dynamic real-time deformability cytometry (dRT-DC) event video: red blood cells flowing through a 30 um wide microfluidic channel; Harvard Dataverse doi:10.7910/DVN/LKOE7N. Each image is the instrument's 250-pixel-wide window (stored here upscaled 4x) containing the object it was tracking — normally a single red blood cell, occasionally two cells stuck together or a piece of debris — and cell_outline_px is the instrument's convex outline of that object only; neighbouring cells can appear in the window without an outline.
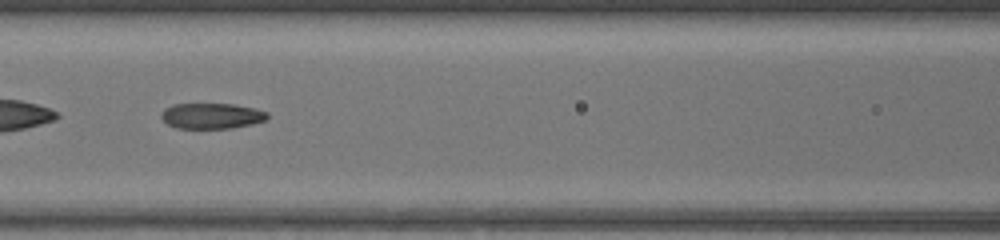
{"species": "common noctule bat (a hibernating species)", "species_latin": "Nyctalus noctula", "temperature_condition": "warm", "stored_images_in_passage": 48, "segment_of_instrument_passage": [2, 2], "camera_frame_rate_fps": 3000, "um_per_image_px": 0.085, "animal": {"sex": "female", "body_mass_g": 17.0, "forearm_length_mm": 48.0}, "frame": {"image": 1, "passage_image": 23, "time_ms": 7.333, "image_size_px": [1000, 240], "cell_outline_px": [[268, 116], [264, 120], [252, 124], [232, 128], [176, 128], [168, 124], [160, 116], [160, 112], [164, 108], [172, 104], [232, 104], [256, 108], [268, 112]], "centroid_in_image_um": [17.97, 9.84], "position_along_channel_um": 148.6, "area_um2": 15.9}}
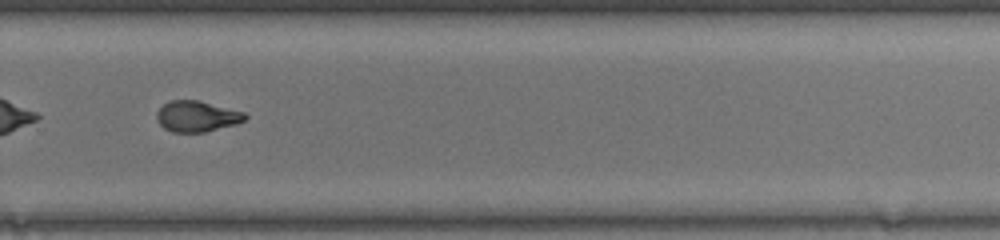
{"frame": {"image": 2, "passage_image": 34, "time_ms": 11.0, "image_size_px": [1000, 240], "cell_outline_px": [[248, 116], [244, 120], [236, 124], [204, 132], [172, 132], [164, 128], [156, 120], [156, 112], [164, 104], [172, 100], [200, 100], [244, 112]], "centroid_in_image_um": [16.72, 9.88], "position_along_channel_um": 313.1, "area_um2": 15.9}}
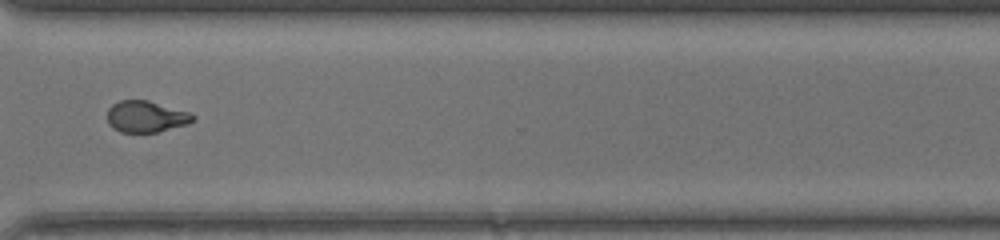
{"frame": {"image": 3, "passage_image": 37, "time_ms": 12.0, "image_size_px": [1000, 240], "cell_outline_px": [[196, 120], [188, 124], [156, 132], [120, 132], [112, 128], [108, 124], [108, 108], [112, 104], [120, 100], [148, 100], [192, 112], [196, 116]], "centroid_in_image_um": [12.45, 9.9], "position_along_channel_um": 358.2, "area_um2": 15.95}}